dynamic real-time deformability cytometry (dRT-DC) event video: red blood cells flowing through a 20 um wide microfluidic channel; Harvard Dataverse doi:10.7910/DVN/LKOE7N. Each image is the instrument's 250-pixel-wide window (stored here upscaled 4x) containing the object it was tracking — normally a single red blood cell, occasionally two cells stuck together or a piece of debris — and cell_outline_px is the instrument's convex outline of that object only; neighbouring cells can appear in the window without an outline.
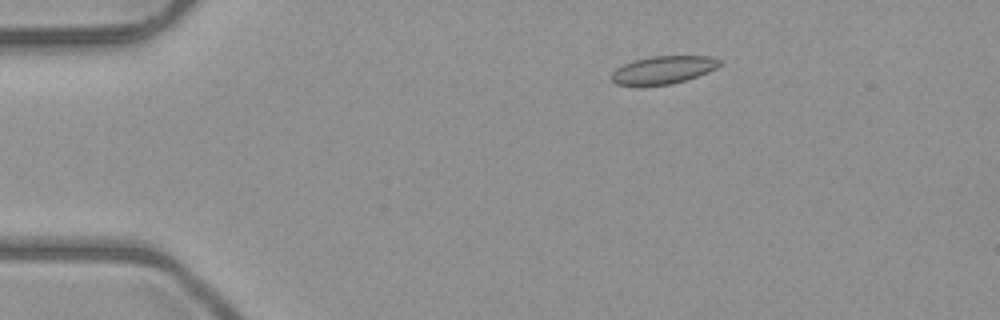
{"species": "common noctule bat (a hibernating species)", "species_latin": "Nyctalus noctula", "temperature_condition": "room temperature", "stored_images_in_passage": 5, "camera_frame_rate_fps": 3000, "um_per_image_px": 0.085, "animal": {"sex": "male", "body_mass_g": 23.1, "forearm_length_mm": 52.7}, "frame": {"image": 1, "passage_image": 2, "time_ms": 2.0, "image_size_px": [1000, 320], "cell_outline_px": [[720, 64], [716, 68], [708, 72], [672, 84], [616, 84], [612, 80], [612, 72], [616, 68], [624, 64], [636, 60], [652, 56], [708, 56], [720, 60]], "centroid_in_image_um": [56.39, 5.92], "position_along_channel_um": 28.6, "area_um2": 16.99}}
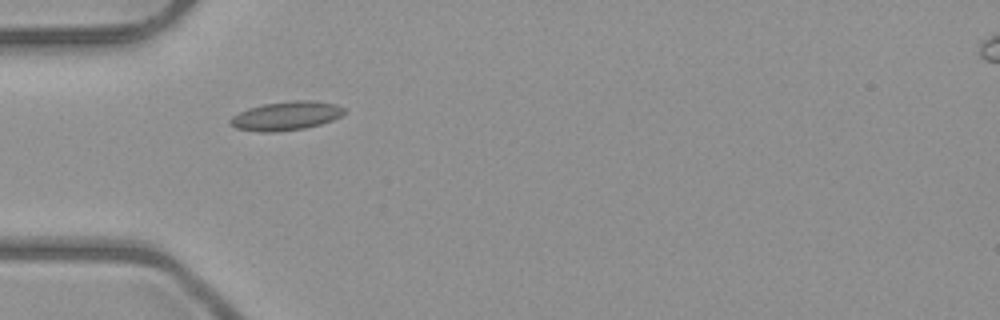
{"frame": {"image": 2, "passage_image": 4, "time_ms": 4.333, "image_size_px": [1000, 320], "cell_outline_px": [[344, 112], [340, 116], [332, 120], [320, 124], [304, 128], [276, 132], [260, 132], [236, 128], [228, 124], [228, 120], [232, 116], [248, 108], [264, 104], [292, 100], [308, 100], [336, 104], [344, 108]], "centroid_in_image_um": [24.27, 9.85], "position_along_channel_um": 60.7, "area_um2": 19.07}}
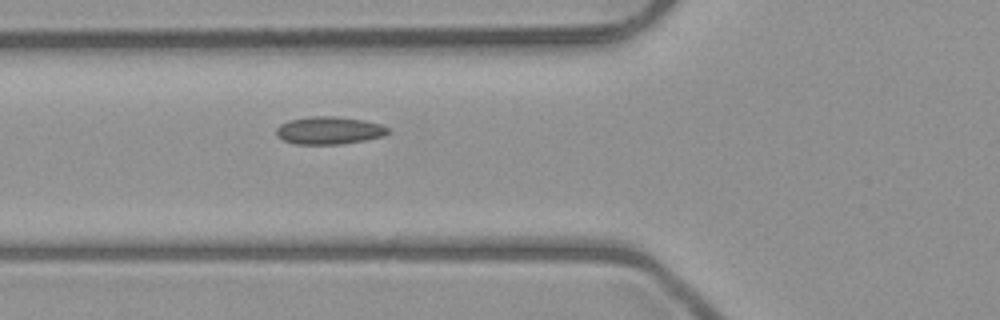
{"frame": {"image": 3, "passage_image": 5, "time_ms": 5.333, "image_size_px": [1000, 320], "cell_outline_px": [[388, 132], [380, 136], [364, 140], [340, 144], [296, 144], [284, 140], [276, 136], [276, 128], [280, 124], [288, 120], [308, 116], [336, 116], [364, 120], [380, 124], [388, 128]], "centroid_in_image_um": [27.91, 11.07], "position_along_channel_um": 97.9, "area_um2": 17.92}}